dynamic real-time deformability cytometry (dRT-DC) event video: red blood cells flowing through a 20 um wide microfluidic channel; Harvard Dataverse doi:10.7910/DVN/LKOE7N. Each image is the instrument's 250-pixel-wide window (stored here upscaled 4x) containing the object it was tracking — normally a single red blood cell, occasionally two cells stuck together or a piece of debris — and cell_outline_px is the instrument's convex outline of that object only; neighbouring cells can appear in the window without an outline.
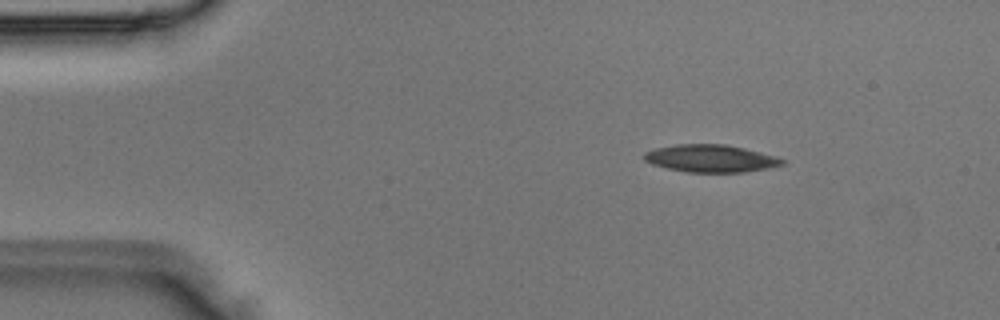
{"species": "Egyptian fruit bat (a non-hibernating species)", "species_latin": "Rousettus aegyptiacus", "temperature_condition": "room temperature", "stored_images_in_passage": 3, "camera_frame_rate_fps": 3000, "um_per_image_px": 0.085, "animal": {"sex": "male"}, "frame": {"image": 1, "passage_image": 1, "time_ms": 0.0, "image_size_px": [1000, 320], "cell_outline_px": [[784, 164], [768, 168], [744, 172], [688, 172], [668, 168], [652, 164], [644, 160], [644, 152], [656, 148], [676, 144], [724, 144], [744, 148], [776, 156], [784, 160]], "centroid_in_image_um": [60.4, 13.46], "position_along_channel_um": 24.6, "area_um2": 21.96}}
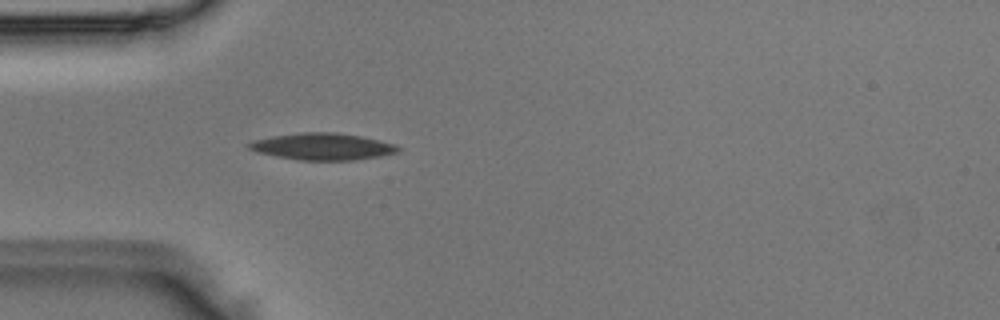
{"frame": {"image": 2, "passage_image": 3, "time_ms": 0.667, "image_size_px": [1000, 320], "cell_outline_px": [[400, 152], [380, 156], [352, 160], [300, 160], [276, 156], [256, 152], [248, 148], [244, 144], [252, 140], [272, 136], [300, 132], [336, 132], [360, 136], [380, 140], [396, 144], [400, 148]], "centroid_in_image_um": [27.39, 12.45], "position_along_channel_um": 57.6, "area_um2": 23.47}}